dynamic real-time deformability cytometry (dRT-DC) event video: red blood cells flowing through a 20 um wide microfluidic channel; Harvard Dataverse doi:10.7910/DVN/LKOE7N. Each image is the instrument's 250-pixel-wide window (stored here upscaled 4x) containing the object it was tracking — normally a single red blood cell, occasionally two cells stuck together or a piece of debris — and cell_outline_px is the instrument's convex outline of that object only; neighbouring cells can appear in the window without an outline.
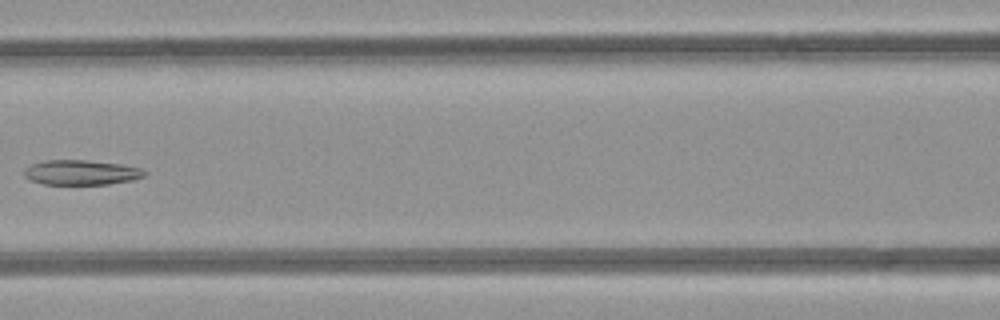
{"species": "common noctule bat (a hibernating species)", "species_latin": "Nyctalus noctula", "temperature_condition": "room temperature", "stored_images_in_passage": 4, "camera_frame_rate_fps": 3000, "um_per_image_px": 0.085, "animal": {"sex": "female", "body_mass_g": 21.9}, "frame": {"image": 1, "passage_image": 4, "time_ms": 3.667, "image_size_px": [1000, 320], "cell_outline_px": [[148, 172], [144, 176], [132, 180], [108, 184], [44, 184], [28, 180], [24, 176], [24, 168], [32, 164], [44, 160], [84, 160], [120, 164], [140, 168]], "centroid_in_image_um": [6.87, 14.66], "position_along_channel_um": 159.7, "area_um2": 17.46}}